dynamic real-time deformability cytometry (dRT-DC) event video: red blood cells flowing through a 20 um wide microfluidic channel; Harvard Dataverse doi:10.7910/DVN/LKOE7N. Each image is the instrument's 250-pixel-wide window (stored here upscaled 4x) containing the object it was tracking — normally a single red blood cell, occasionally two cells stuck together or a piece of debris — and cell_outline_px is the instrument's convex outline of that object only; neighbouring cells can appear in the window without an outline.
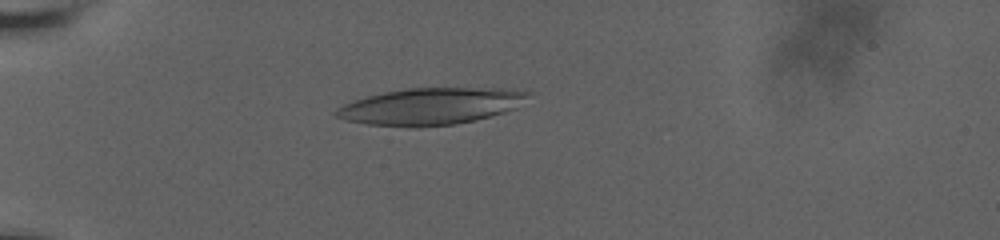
{"species": "human", "species_latin": "Homo sapiens", "temperature_condition": "room temperature", "stored_images_in_passage": 66, "camera_frame_rate_fps": 3000, "um_per_image_px": 0.085, "donor": {"sex": "male"}, "frame": {"image": 1, "passage_image": 9, "time_ms": 2.0, "image_size_px": [1000, 240], "cell_outline_px": [[532, 92], [516, 108], [504, 112], [476, 120], [452, 124], [412, 128], [408, 128], [368, 124], [344, 120], [336, 116], [332, 112], [336, 108], [352, 100], [384, 92], [404, 88], [512, 88]], "centroid_in_image_um": [36.58, 9.03], "position_along_channel_um": 48.4, "area_um2": 41.44}}
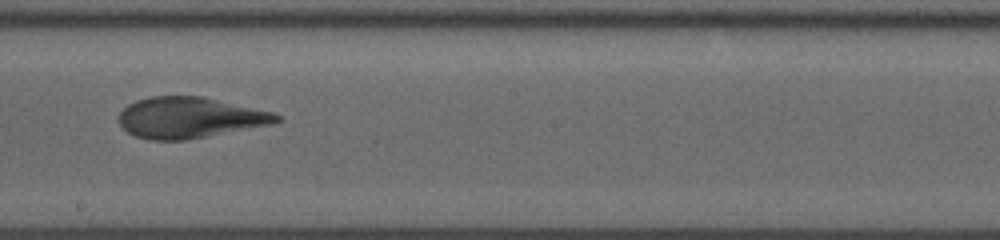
{"frame": {"image": 2, "passage_image": 34, "time_ms": 8.0, "image_size_px": [1000, 240], "cell_outline_px": [[280, 120], [272, 124], [184, 140], [148, 140], [136, 136], [128, 132], [116, 120], [120, 112], [128, 104], [136, 100], [152, 96], [204, 96], [276, 112], [280, 116]], "centroid_in_image_um": [16.12, 9.98], "position_along_channel_um": 232.1, "area_um2": 37.74}}
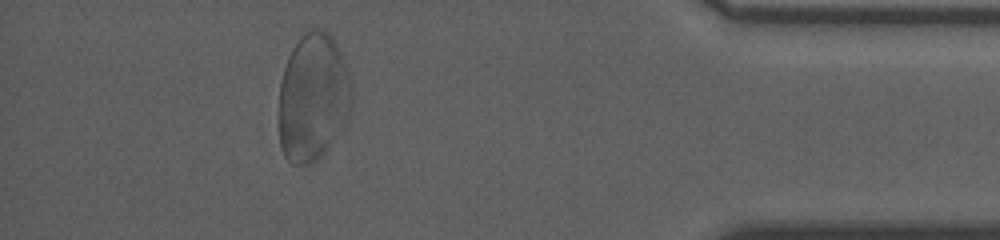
{"frame": {"image": 3, "passage_image": 57, "time_ms": 14.0, "image_size_px": [1000, 240], "cell_outline_px": [[352, 100], [348, 116], [340, 132], [328, 148], [324, 152], [300, 164], [296, 164], [284, 156], [280, 144], [280, 84], [284, 68], [288, 56], [292, 48], [304, 32], [312, 28], [328, 32], [332, 36], [344, 60], [348, 72], [352, 96]], "centroid_in_image_um": [26.61, 8.22], "position_along_channel_um": 408.6, "area_um2": 53.47}, "authors_computed_cell_mechanics": {"area_um2": 40.3155, "velocity_mm_per_s": 3.6126, "shape_relaxation_time_tau1_ms": 10.4966, "shape_relaxation_time_tau2_ms": null, "deformation_change_tau1": 0.3334, "deformation_change_tau2": null}}